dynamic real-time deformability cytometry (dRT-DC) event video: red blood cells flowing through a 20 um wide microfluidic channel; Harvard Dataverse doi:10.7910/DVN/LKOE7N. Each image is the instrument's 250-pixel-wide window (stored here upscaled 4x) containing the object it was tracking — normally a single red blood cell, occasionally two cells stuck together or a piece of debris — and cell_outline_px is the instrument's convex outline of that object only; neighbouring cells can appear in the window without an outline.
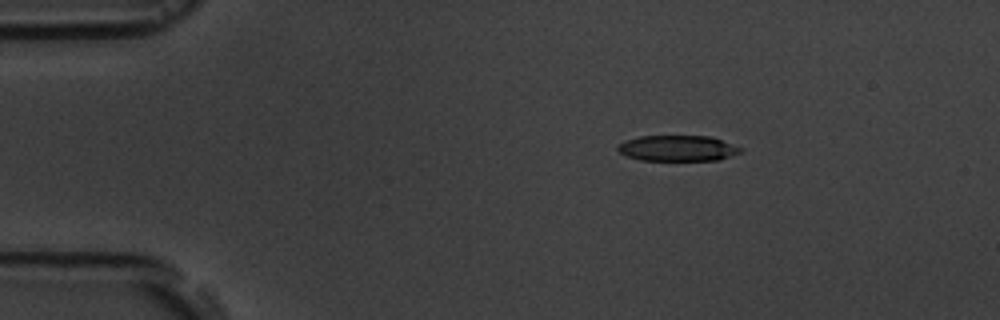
{"species": "common noctule bat (a hibernating species)", "species_latin": "Nyctalus noctula", "temperature_condition": "room temperature", "stored_images_in_passage": 3, "camera_frame_rate_fps": 3000, "um_per_image_px": 0.085, "animal": {"sex": "male", "body_mass_g": 19.5, "forearm_length_mm": 54.6}, "frame": {"image": 1, "passage_image": 1, "time_ms": 0.0, "image_size_px": [1000, 320], "cell_outline_px": [[744, 152], [720, 160], [640, 160], [628, 156], [620, 152], [616, 148], [620, 144], [628, 140], [640, 136], [712, 136], [744, 148]], "centroid_in_image_um": [57.7, 12.6], "position_along_channel_um": 27.3, "area_um2": 18.5}}